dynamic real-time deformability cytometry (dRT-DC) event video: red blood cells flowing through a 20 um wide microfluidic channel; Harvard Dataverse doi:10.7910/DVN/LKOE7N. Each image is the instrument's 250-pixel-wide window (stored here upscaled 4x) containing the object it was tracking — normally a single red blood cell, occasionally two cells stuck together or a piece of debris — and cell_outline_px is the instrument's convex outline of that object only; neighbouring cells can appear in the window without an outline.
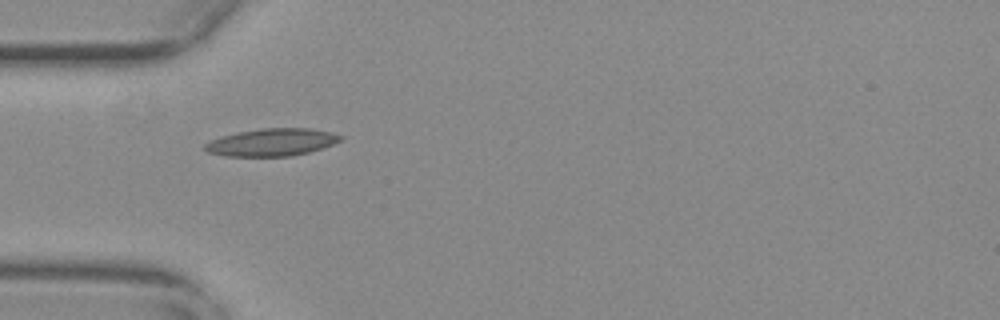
{"species": "common noctule bat (a hibernating species)", "species_latin": "Nyctalus noctula", "temperature_condition": "warm", "stored_images_in_passage": 33, "camera_frame_rate_fps": 3000, "um_per_image_px": 0.085, "animal": {"sex": "female", "body_mass_g": 29.2, "forearm_length_mm": 56.3}, "frame": {"image": 1, "passage_image": 2, "time_ms": 0.333, "image_size_px": [1000, 320], "cell_outline_px": [[344, 140], [308, 152], [292, 156], [224, 156], [208, 152], [204, 148], [204, 144], [208, 140], [220, 136], [236, 132], [260, 128], [312, 128], [332, 132], [344, 136]], "centroid_in_image_um": [23.09, 12.08], "position_along_channel_um": 61.9, "area_um2": 21.96}}
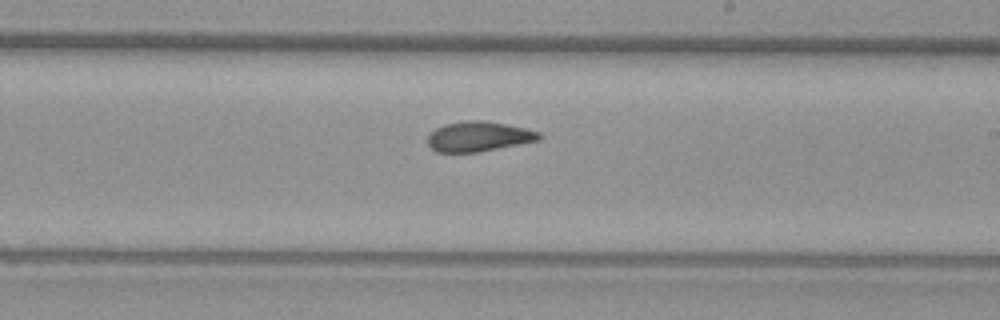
{"frame": {"image": 2, "passage_image": 17, "time_ms": 5.333, "image_size_px": [1000, 320], "cell_outline_px": [[540, 140], [480, 152], [436, 152], [428, 144], [428, 136], [436, 128], [444, 124], [464, 120], [480, 120], [504, 124], [524, 128], [540, 132]], "centroid_in_image_um": [40.67, 11.6], "position_along_channel_um": 248.3, "area_um2": 19.36}}
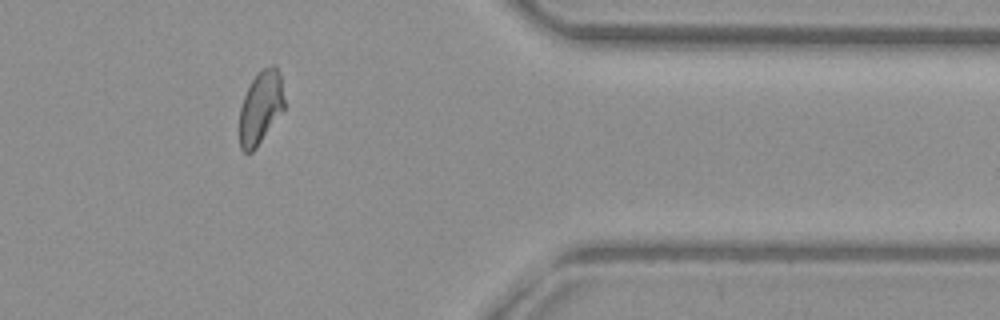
{"frame": {"image": 3, "passage_image": 30, "time_ms": 9.667, "image_size_px": [1000, 320], "cell_outline_px": [[284, 108], [256, 148], [252, 152], [244, 152], [240, 148], [240, 108], [244, 96], [256, 72], [260, 68], [272, 64], [276, 64], [280, 76], [284, 100]], "centroid_in_image_um": [22.15, 9.09], "position_along_channel_um": 389.3, "area_um2": 18.96}, "authors_computed_cell_mechanics": {"area_um2": 19.7676, "velocity_mm_per_s": 3.7635, "shape_relaxation_time_tau1_ms": 6.501, "shape_relaxation_time_tau2_ms": 2.1075, "deformation_change_tau1": 0.1962, "deformation_change_tau2": 0.0916}}